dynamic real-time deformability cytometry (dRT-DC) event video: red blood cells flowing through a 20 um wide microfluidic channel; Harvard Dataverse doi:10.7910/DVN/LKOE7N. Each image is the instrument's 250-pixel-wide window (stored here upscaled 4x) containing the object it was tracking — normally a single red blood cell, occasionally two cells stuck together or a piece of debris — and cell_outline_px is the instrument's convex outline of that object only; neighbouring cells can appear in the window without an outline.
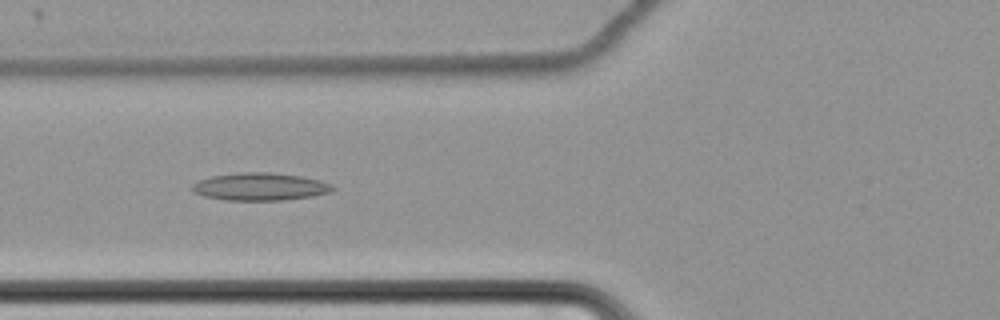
{"species": "common noctule bat (a hibernating species)", "species_latin": "Nyctalus noctula", "temperature_condition": "cold", "stored_images_in_passage": 47, "camera_frame_rate_fps": 3000, "um_per_image_px": 0.085, "animal": {"sex": "female", "body_mass_g": 22.7, "forearm_length_mm": 54.2}, "frame": {"image": 1, "passage_image": 28, "time_ms": 9.0, "image_size_px": [1000, 320], "cell_outline_px": [[336, 188], [328, 192], [312, 196], [284, 200], [228, 200], [204, 196], [192, 192], [192, 184], [200, 180], [212, 176], [236, 172], [268, 172], [300, 176], [320, 180], [332, 184]], "centroid_in_image_um": [22.09, 15.86], "position_along_channel_um": 103.7, "area_um2": 22.54}}
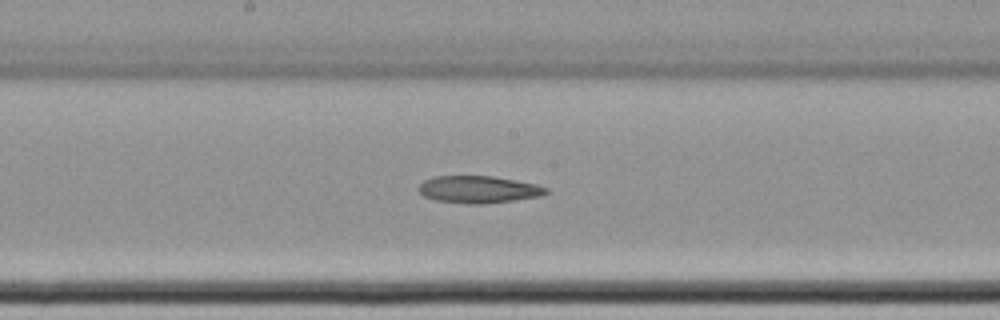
{"frame": {"image": 2, "passage_image": 37, "time_ms": 12.0, "image_size_px": [1000, 320], "cell_outline_px": [[548, 192], [540, 196], [484, 204], [468, 204], [436, 200], [424, 196], [416, 188], [424, 180], [432, 176], [492, 176], [516, 180], [536, 184], [548, 188]], "centroid_in_image_um": [40.64, 16.1], "position_along_channel_um": 207.6, "area_um2": 20.17}}
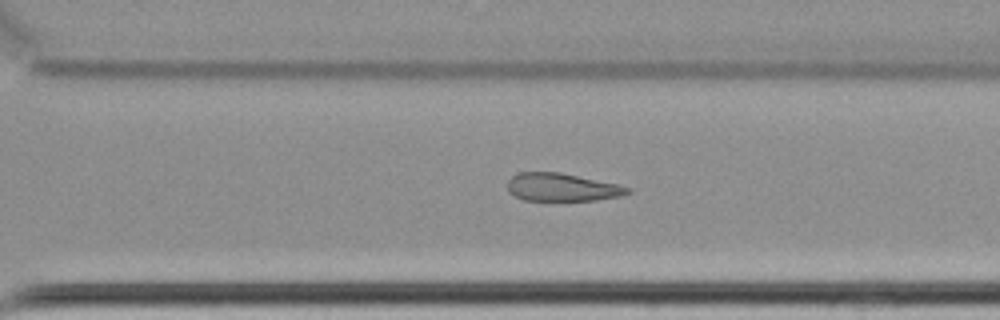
{"frame": {"image": 3, "passage_image": 47, "time_ms": 15.333, "image_size_px": [1000, 320], "cell_outline_px": [[632, 192], [620, 196], [596, 200], [524, 200], [508, 192], [508, 180], [516, 172], [560, 172], [620, 184], [632, 188]], "centroid_in_image_um": [47.8, 15.9], "position_along_channel_um": 322.8, "area_um2": 19.71}}